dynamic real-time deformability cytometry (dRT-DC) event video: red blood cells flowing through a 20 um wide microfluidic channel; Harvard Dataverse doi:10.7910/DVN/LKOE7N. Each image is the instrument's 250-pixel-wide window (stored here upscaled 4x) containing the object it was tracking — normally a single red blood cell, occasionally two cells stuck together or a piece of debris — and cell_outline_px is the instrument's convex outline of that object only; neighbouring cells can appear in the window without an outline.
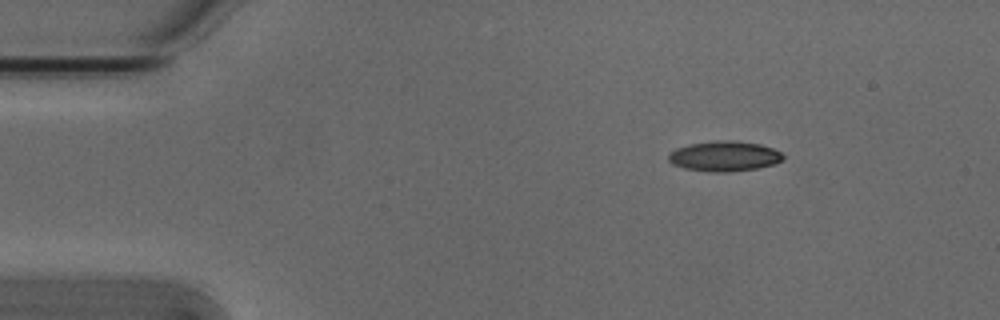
{"species": "Egyptian fruit bat (a non-hibernating species)", "species_latin": "Rousettus aegyptiacus", "temperature_condition": "cold", "stored_images_in_passage": 3, "camera_frame_rate_fps": 3000, "um_per_image_px": 0.085, "animal": {"sex": "male"}, "frame": {"image": 1, "passage_image": 1, "time_ms": 0.0, "image_size_px": [1000, 320], "cell_outline_px": [[784, 156], [776, 164], [756, 168], [728, 172], [712, 172], [684, 168], [672, 164], [668, 160], [668, 156], [676, 148], [688, 144], [716, 140], [732, 140], [760, 144], [772, 148], [780, 152]], "centroid_in_image_um": [61.55, 13.27], "position_along_channel_um": 23.4, "area_um2": 20.11}}